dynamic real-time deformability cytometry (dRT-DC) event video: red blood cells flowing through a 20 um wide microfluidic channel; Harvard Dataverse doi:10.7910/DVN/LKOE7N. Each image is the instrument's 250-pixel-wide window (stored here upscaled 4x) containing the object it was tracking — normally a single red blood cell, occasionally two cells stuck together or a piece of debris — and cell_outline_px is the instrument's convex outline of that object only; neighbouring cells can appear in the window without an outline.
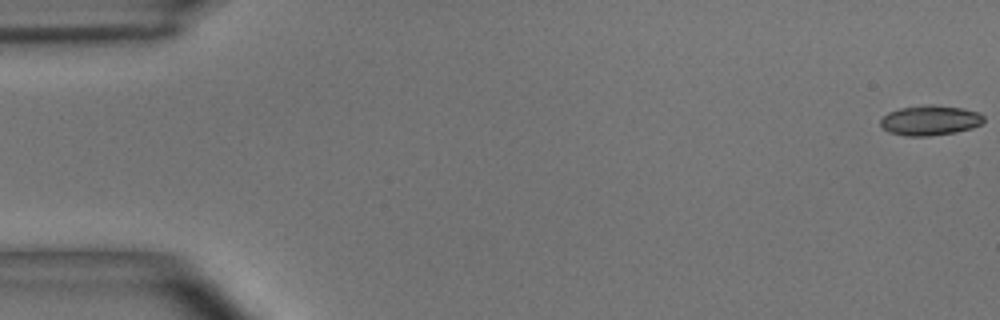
{"species": "common noctule bat (a hibernating species)", "species_latin": "Nyctalus noctula", "temperature_condition": "room temperature", "stored_images_in_passage": 57, "segment_of_instrument_passage": [1, 2], "camera_frame_rate_fps": 3000, "um_per_image_px": 0.085, "animal": {"sex": "male", "body_mass_g": 15.6}, "frame": {"image": 1, "passage_image": 1, "time_ms": 0.0, "image_size_px": [1000, 320], "cell_outline_px": [[984, 120], [980, 124], [972, 128], [956, 132], [928, 136], [904, 136], [888, 132], [880, 124], [880, 120], [888, 112], [900, 108], [928, 104], [932, 104], [964, 108], [976, 112], [984, 116]], "centroid_in_image_um": [79.04, 10.23], "position_along_channel_um": 6.0, "area_um2": 18.09}}
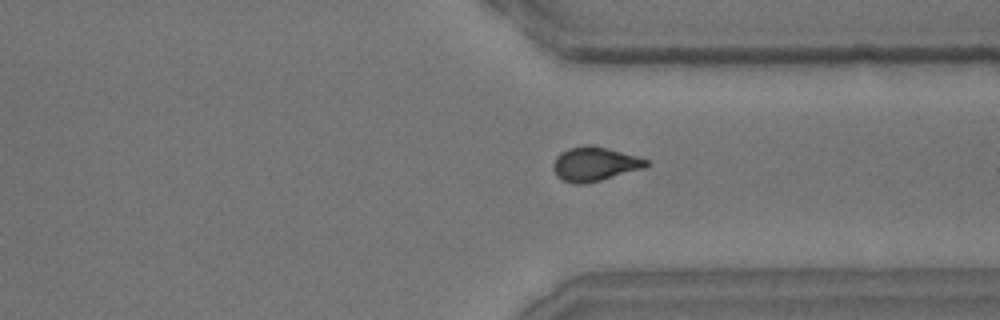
{"frame": {"image": 2, "passage_image": 42, "time_ms": 13.667, "image_size_px": [1000, 320], "cell_outline_px": [[652, 164], [644, 168], [600, 180], [584, 184], [572, 184], [556, 176], [552, 168], [552, 164], [556, 156], [560, 152], [568, 148], [588, 144], [636, 156], [648, 160]], "centroid_in_image_um": [50.51, 13.95], "position_along_channel_um": 360.9, "area_um2": 18.44}}
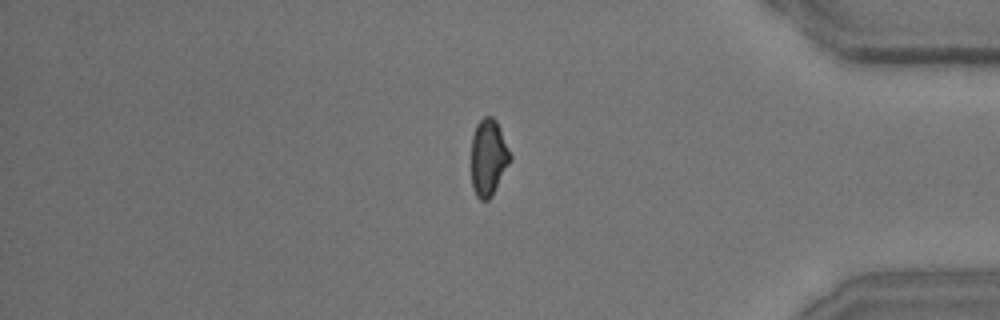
{"frame": {"image": 3, "passage_image": 47, "time_ms": 15.333, "image_size_px": [1000, 320], "cell_outline_px": [[512, 160], [492, 196], [488, 200], [480, 200], [476, 196], [472, 188], [472, 136], [476, 124], [484, 116], [492, 116], [496, 120], [500, 128], [512, 156]], "centroid_in_image_um": [41.53, 13.39], "position_along_channel_um": 393.7, "area_um2": 17.57}}